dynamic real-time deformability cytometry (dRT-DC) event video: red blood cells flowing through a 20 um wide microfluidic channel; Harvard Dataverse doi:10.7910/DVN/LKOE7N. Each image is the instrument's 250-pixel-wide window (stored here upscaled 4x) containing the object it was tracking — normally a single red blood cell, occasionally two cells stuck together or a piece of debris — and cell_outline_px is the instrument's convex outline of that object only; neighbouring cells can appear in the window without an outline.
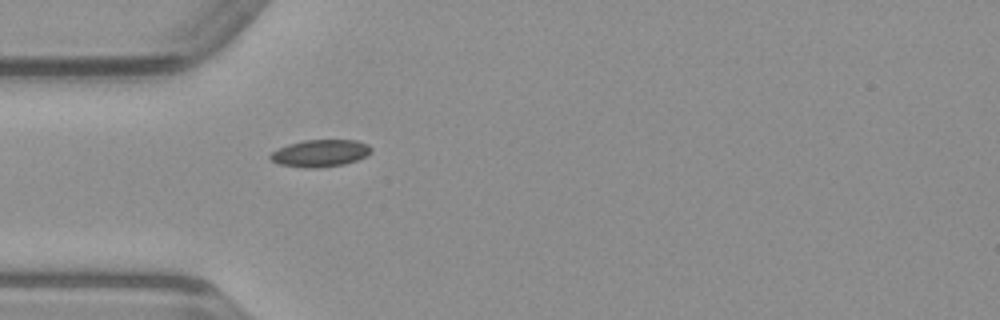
{"species": "common noctule bat (a hibernating species)", "species_latin": "Nyctalus noctula", "temperature_condition": "warm", "stored_images_in_passage": 36, "camera_frame_rate_fps": 3000, "um_per_image_px": 0.085, "animal": {"sex": "male", "body_mass_g": 23.1, "forearm_length_mm": 52.7}, "frame": {"image": 1, "passage_image": 1, "time_ms": 0.0, "image_size_px": [1000, 320], "cell_outline_px": [[372, 152], [368, 156], [344, 164], [316, 168], [304, 168], [280, 164], [272, 160], [268, 156], [272, 152], [288, 144], [304, 140], [356, 140], [368, 144], [372, 148]], "centroid_in_image_um": [27.26, 13.02], "position_along_channel_um": 57.7, "area_um2": 15.95}}
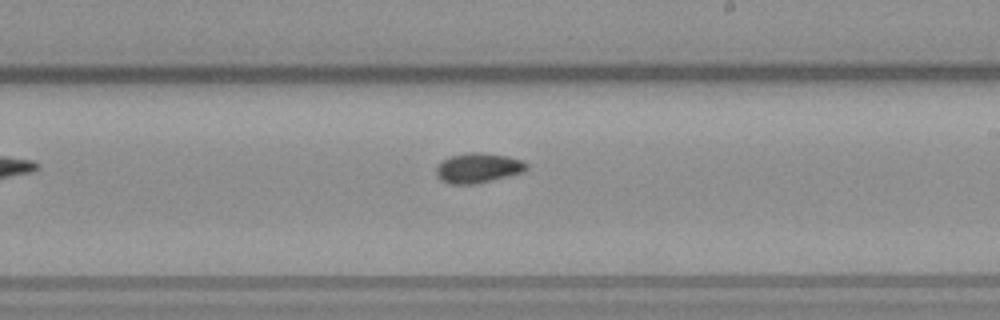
{"frame": {"image": 2, "passage_image": 15, "time_ms": 4.667, "image_size_px": [1000, 320], "cell_outline_px": [[528, 168], [524, 172], [476, 184], [448, 184], [440, 180], [436, 176], [436, 168], [444, 160], [452, 156], [472, 152], [480, 152], [508, 156], [524, 160], [528, 164]], "centroid_in_image_um": [40.67, 14.29], "position_along_channel_um": 248.3, "area_um2": 15.78}}
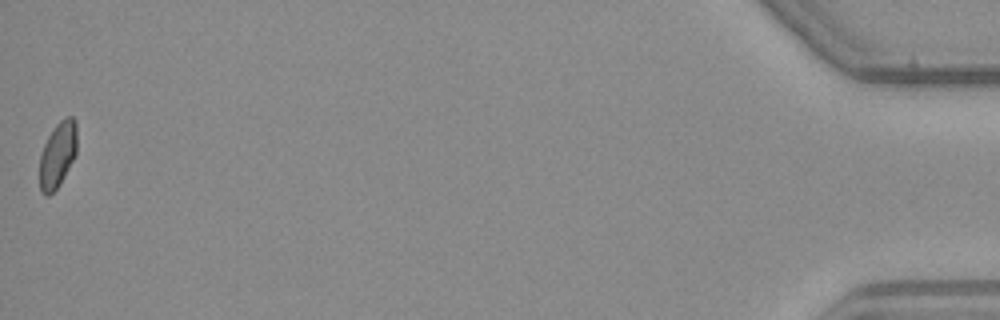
{"frame": {"image": 3, "passage_image": 36, "time_ms": 11.667, "image_size_px": [1000, 320], "cell_outline_px": [[76, 152], [60, 184], [48, 196], [44, 196], [40, 192], [40, 156], [44, 144], [48, 136], [56, 124], [60, 120], [68, 116], [72, 116], [76, 120]], "centroid_in_image_um": [4.89, 13.15], "position_along_channel_um": 430.3, "area_um2": 14.16}}